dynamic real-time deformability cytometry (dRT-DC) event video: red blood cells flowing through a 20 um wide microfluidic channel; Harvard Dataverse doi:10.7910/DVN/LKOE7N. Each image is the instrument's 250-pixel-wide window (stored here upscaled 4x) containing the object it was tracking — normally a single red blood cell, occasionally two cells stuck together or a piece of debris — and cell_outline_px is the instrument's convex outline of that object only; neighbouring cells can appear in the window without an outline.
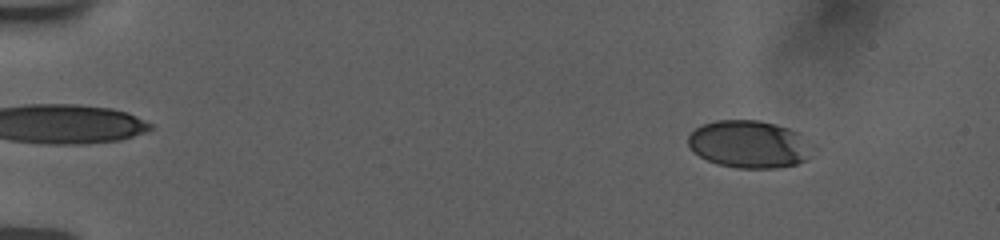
{"species": "human", "species_latin": "Homo sapiens", "temperature_condition": "room temperature", "stored_images_in_passage": 66, "camera_frame_rate_fps": 3000, "um_per_image_px": 0.085, "donor": {"sex": "female"}, "frame": {"image": 1, "passage_image": 5, "time_ms": 2.0, "image_size_px": [1000, 240], "cell_outline_px": [[816, 148], [804, 160], [796, 164], [776, 168], [736, 168], [716, 164], [692, 152], [688, 144], [688, 136], [696, 128], [704, 124], [716, 120], [760, 120], [776, 124], [800, 132]], "centroid_in_image_um": [63.7, 12.26], "position_along_channel_um": 21.3, "area_um2": 34.8}}
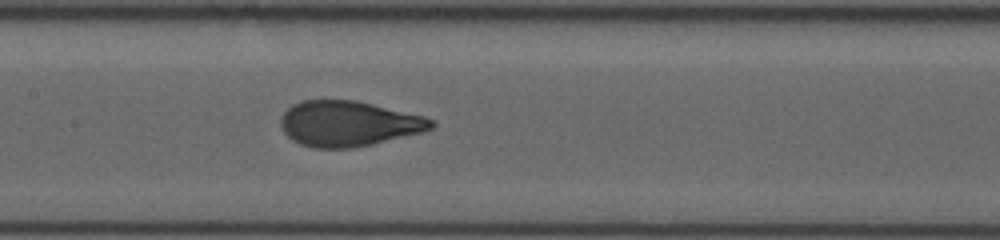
{"frame": {"image": 2, "passage_image": 29, "time_ms": 9.333, "image_size_px": [1000, 240], "cell_outline_px": [[436, 124], [432, 128], [424, 132], [372, 144], [352, 148], [312, 148], [300, 144], [292, 140], [284, 132], [280, 124], [280, 120], [284, 112], [292, 104], [304, 100], [356, 100], [424, 116], [436, 120]], "centroid_in_image_um": [29.64, 10.51], "position_along_channel_um": 177.8, "area_um2": 40.0}}
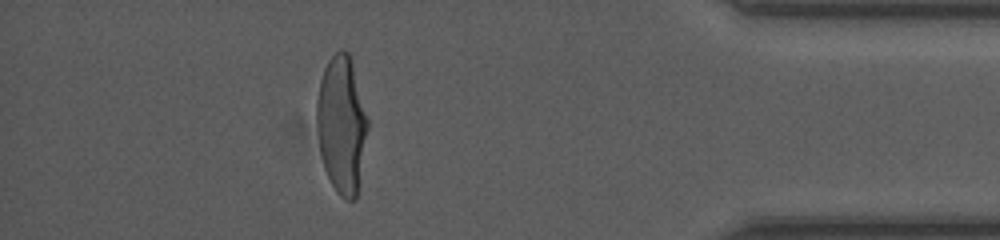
{"frame": {"image": 3, "passage_image": 57, "time_ms": 16.333, "image_size_px": [1000, 240], "cell_outline_px": [[368, 128], [356, 200], [344, 200], [336, 192], [324, 168], [320, 152], [316, 124], [316, 100], [320, 80], [324, 68], [328, 60], [340, 48], [344, 48], [348, 52], [352, 64], [368, 120]], "centroid_in_image_um": [29.02, 10.6], "position_along_channel_um": 406.2, "area_um2": 40.69}, "authors_computed_cell_mechanics": {"area_um2": 39.9976, "velocity_mm_per_s": 3.7746, "shape_relaxation_time_tau1_ms": 3.4497, "shape_relaxation_time_tau2_ms": null, "deformation_change_tau1": 0.1846, "deformation_change_tau2": null}}